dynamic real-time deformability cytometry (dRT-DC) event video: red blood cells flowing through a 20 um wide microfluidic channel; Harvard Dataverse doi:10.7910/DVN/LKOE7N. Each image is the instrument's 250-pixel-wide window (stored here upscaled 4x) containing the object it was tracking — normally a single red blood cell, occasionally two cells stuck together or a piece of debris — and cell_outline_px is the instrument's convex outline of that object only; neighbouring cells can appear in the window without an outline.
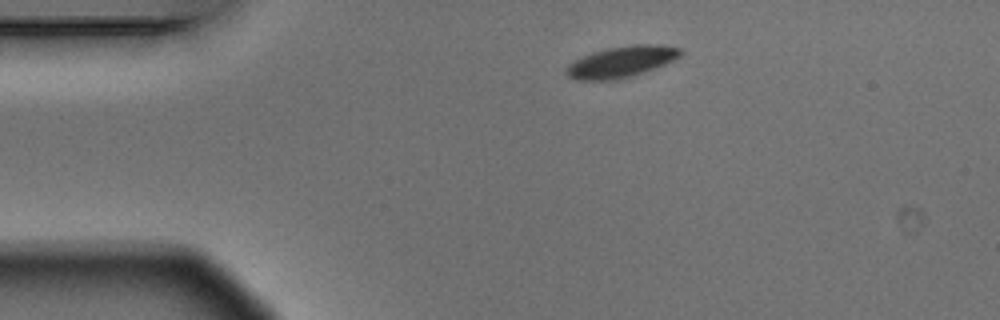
{"species": "Egyptian fruit bat (a non-hibernating species)", "species_latin": "Rousettus aegyptiacus", "temperature_condition": "warm", "stored_images_in_passage": 3, "camera_frame_rate_fps": 3000, "um_per_image_px": 0.085, "animal": {"sex": "male"}, "frame": {"image": 1, "passage_image": 1, "time_ms": 0.0, "image_size_px": [1000, 320], "cell_outline_px": [[684, 52], [680, 56], [664, 64], [644, 72], [620, 80], [576, 80], [568, 76], [564, 72], [568, 64], [592, 52], [608, 48], [632, 44], [660, 44], [680, 48]], "centroid_in_image_um": [52.82, 5.25], "position_along_channel_um": 32.2, "area_um2": 20.81}}
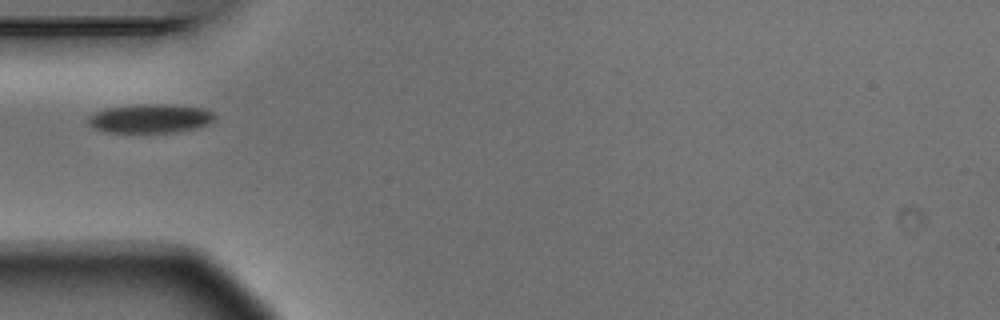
{"frame": {"image": 2, "passage_image": 3, "time_ms": 0.667, "image_size_px": [1000, 320], "cell_outline_px": [[216, 120], [208, 124], [196, 128], [176, 132], [104, 132], [92, 128], [88, 124], [88, 116], [96, 112], [108, 108], [136, 104], [168, 104], [204, 108], [212, 112], [216, 116]], "centroid_in_image_um": [12.78, 10.07], "position_along_channel_um": 72.2, "area_um2": 21.5}}